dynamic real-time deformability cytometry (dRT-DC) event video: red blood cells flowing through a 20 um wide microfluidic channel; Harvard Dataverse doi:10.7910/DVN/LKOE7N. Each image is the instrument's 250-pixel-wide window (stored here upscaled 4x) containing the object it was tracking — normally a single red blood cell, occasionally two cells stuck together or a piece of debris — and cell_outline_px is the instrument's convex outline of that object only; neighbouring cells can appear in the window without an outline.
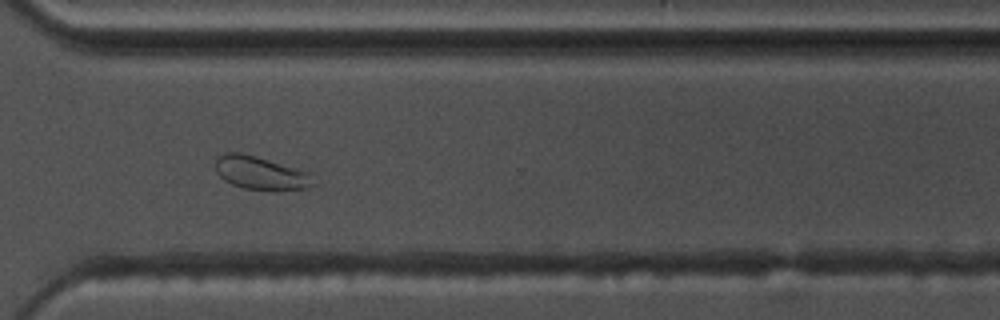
{"species": "common noctule bat (a hibernating species)", "species_latin": "Nyctalus noctula", "temperature_condition": "warm", "stored_images_in_passage": 37, "camera_frame_rate_fps": 3000, "um_per_image_px": 0.085, "animal": {"sex": "male", "body_mass_g": 17.5, "forearm_length_mm": 52.3}, "frame": {"image": 1, "passage_image": 27, "time_ms": 8.667, "image_size_px": [1000, 320], "cell_outline_px": [[320, 184], [308, 188], [272, 192], [244, 188], [232, 184], [224, 180], [216, 172], [216, 156], [224, 152], [240, 152], [256, 156], [296, 168], [308, 172]], "centroid_in_image_um": [22.21, 14.73], "position_along_channel_um": 348.4, "area_um2": 19.54}, "authors_computed_cell_mechanics": {"area_um2": 18.3226, "velocity_mm_per_s": 3.5982, "shape_relaxation_time_tau1_ms": null, "shape_relaxation_time_tau2_ms": 1.3871, "deformation_change_tau1": null, "deformation_change_tau2": 0.0759}}